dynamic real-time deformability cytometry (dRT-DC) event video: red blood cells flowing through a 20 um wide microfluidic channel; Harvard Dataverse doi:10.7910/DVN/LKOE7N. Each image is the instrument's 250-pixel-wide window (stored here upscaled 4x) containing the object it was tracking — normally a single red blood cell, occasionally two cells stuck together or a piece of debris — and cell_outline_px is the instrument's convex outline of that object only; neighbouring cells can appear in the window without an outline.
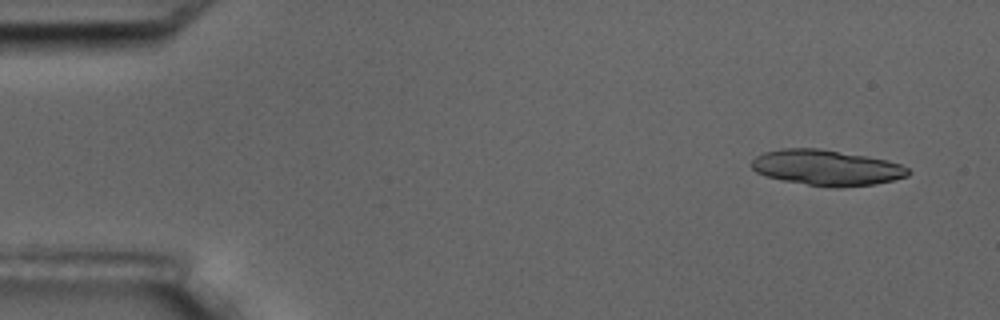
{"species": "common noctule bat (a hibernating species)", "species_latin": "Nyctalus noctula", "temperature_condition": "room temperature", "stored_images_in_passage": 5, "segment_of_instrument_passage": [1, 2], "camera_frame_rate_fps": 3000, "um_per_image_px": 0.085, "animal": {"sex": "male", "body_mass_g": 17.5, "forearm_length_mm": 52.3}, "frame": {"image": 1, "passage_image": 1, "time_ms": 0.0, "image_size_px": [1000, 320], "cell_outline_px": [[912, 172], [908, 176], [876, 184], [836, 188], [832, 188], [784, 180], [764, 176], [756, 172], [752, 168], [752, 160], [756, 156], [764, 152], [780, 148], [820, 148], [888, 160], [900, 164], [908, 168]], "centroid_in_image_um": [70.27, 14.25], "position_along_channel_um": 14.7, "area_um2": 32.54}}